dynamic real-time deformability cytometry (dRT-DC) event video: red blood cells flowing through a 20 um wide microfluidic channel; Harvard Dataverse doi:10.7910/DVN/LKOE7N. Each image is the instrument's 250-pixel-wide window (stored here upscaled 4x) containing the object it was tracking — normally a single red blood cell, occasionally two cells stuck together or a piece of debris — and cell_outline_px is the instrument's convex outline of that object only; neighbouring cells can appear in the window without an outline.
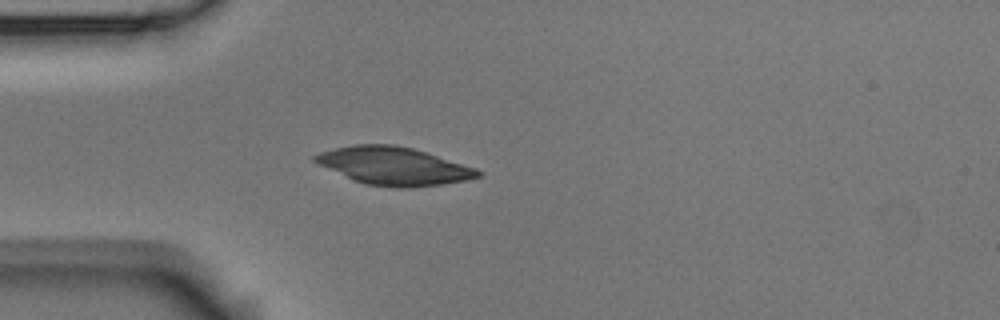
{"species": "Egyptian fruit bat (a non-hibernating species)", "species_latin": "Rousettus aegyptiacus", "temperature_condition": "room temperature", "stored_images_in_passage": 1, "camera_frame_rate_fps": 3000, "um_per_image_px": 0.085, "animal": {"sex": "male"}, "frame": {"image": 1, "passage_image": 1, "time_ms": 0.0, "image_size_px": [1000, 320], "cell_outline_px": [[484, 172], [480, 176], [468, 180], [440, 184], [408, 188], [392, 188], [364, 184], [352, 180], [312, 160], [312, 156], [320, 152], [336, 148], [356, 144], [392, 144], [412, 148], [476, 168]], "centroid_in_image_um": [33.47, 14.12], "position_along_channel_um": 51.5, "area_um2": 35.78}}